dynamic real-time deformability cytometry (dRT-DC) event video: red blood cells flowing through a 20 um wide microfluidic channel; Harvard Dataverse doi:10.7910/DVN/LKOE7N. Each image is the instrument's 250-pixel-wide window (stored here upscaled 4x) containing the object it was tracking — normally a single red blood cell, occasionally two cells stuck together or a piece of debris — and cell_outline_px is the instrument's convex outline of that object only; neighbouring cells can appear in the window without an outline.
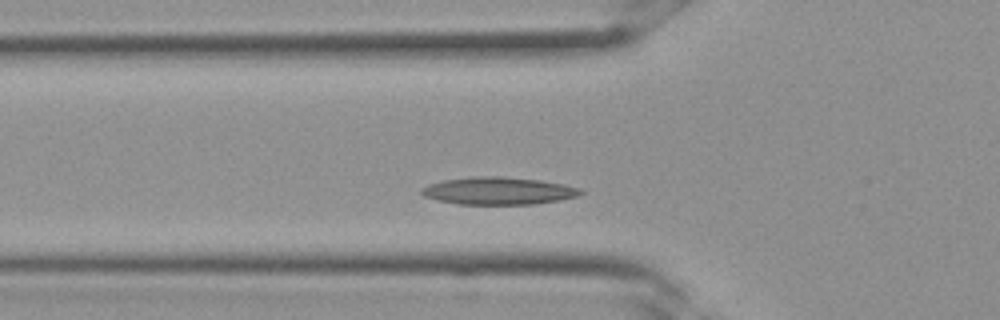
{"species": "Egyptian fruit bat (a non-hibernating species)", "species_latin": "Rousettus aegyptiacus", "temperature_condition": "room temperature", "stored_images_in_passage": 25, "camera_frame_rate_fps": 3000, "um_per_image_px": 0.085, "frame": {"image": 1, "passage_image": 7, "time_ms": 2.0, "image_size_px": [1000, 320], "cell_outline_px": [[580, 192], [572, 196], [552, 200], [524, 204], [464, 204], [444, 200], [428, 196], [420, 192], [424, 188], [432, 184], [448, 180], [532, 180], [560, 184], [572, 188]], "centroid_in_image_um": [42.31, 16.29], "position_along_channel_um": 83.5, "area_um2": 21.96}}
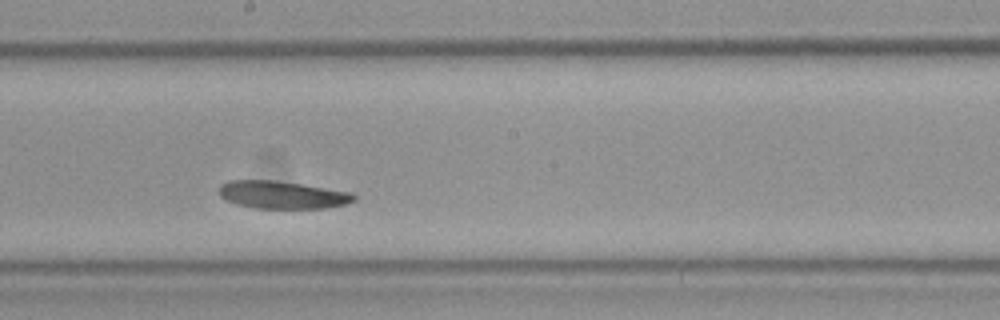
{"frame": {"image": 2, "passage_image": 14, "time_ms": 4.333, "image_size_px": [1000, 320], "cell_outline_px": [[356, 196], [352, 200], [340, 204], [320, 208], [260, 208], [240, 204], [228, 200], [220, 192], [220, 188], [224, 184], [236, 180], [268, 180], [296, 184], [344, 192]], "centroid_in_image_um": [23.93, 16.57], "position_along_channel_um": 224.3, "area_um2": 20.17}}
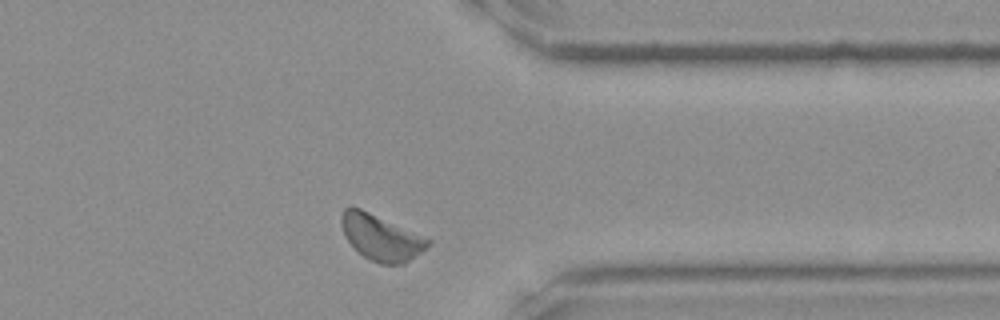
{"frame": {"image": 3, "passage_image": 22, "time_ms": 7.0, "image_size_px": [1000, 320], "cell_outline_px": [[428, 244], [424, 248], [412, 256], [396, 264], [384, 264], [372, 260], [364, 256], [348, 240], [344, 232], [344, 208], [360, 208], [428, 240]], "centroid_in_image_um": [32.33, 20.19], "position_along_channel_um": 379.1, "area_um2": 20.92}}